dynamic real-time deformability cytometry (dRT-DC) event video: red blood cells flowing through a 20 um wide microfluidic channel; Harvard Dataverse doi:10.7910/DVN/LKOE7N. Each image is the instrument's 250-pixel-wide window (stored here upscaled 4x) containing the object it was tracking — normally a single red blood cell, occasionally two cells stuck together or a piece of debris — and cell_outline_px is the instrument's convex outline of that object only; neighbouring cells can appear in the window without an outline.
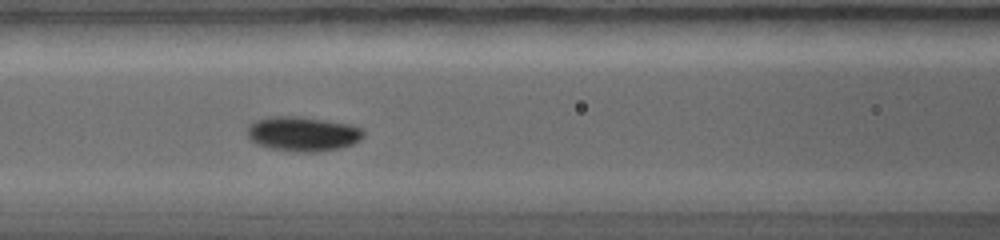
{"species": "common noctule bat (a hibernating species)", "species_latin": "Nyctalus noctula", "temperature_condition": "warm", "stored_images_in_passage": 25, "camera_frame_rate_fps": 5000, "um_per_image_px": 0.085, "animal": {"sex": "female", "body_mass_g": 19.0, "forearm_length_mm": 56.7}, "frame": {"image": 1, "passage_image": 11, "time_ms": 4.4, "image_size_px": [1000, 240], "cell_outline_px": [[364, 136], [360, 140], [352, 144], [340, 148], [316, 152], [292, 152], [268, 148], [256, 144], [248, 136], [248, 124], [256, 120], [268, 116], [300, 116], [352, 124], [360, 128], [364, 132]], "centroid_in_image_um": [25.73, 11.38], "position_along_channel_um": 140.9, "area_um2": 23.76}}
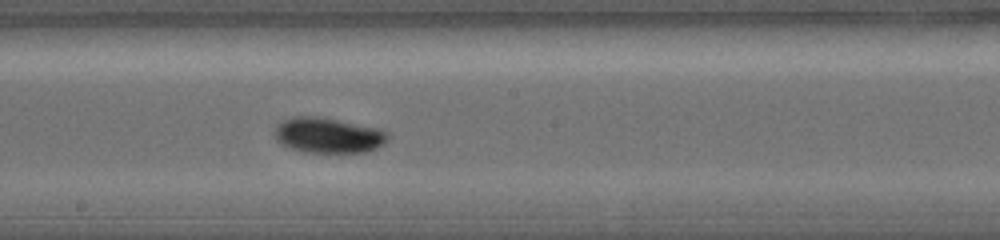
{"frame": {"image": 2, "passage_image": 15, "time_ms": 6.0, "image_size_px": [1000, 240], "cell_outline_px": [[388, 140], [384, 144], [368, 152], [304, 152], [288, 148], [276, 140], [272, 132], [276, 124], [280, 120], [292, 116], [320, 116], [384, 128], [388, 132]], "centroid_in_image_um": [27.88, 11.47], "position_along_channel_um": 220.3, "area_um2": 24.16}}
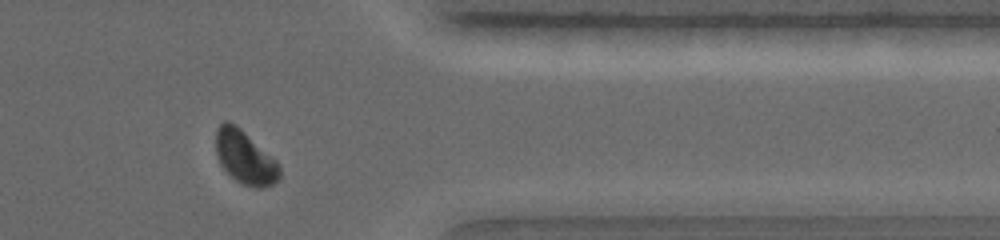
{"frame": {"image": 3, "passage_image": 23, "time_ms": 9.6, "image_size_px": [1000, 240], "cell_outline_px": [[280, 180], [272, 184], [260, 188], [256, 188], [244, 184], [236, 180], [220, 164], [216, 152], [216, 128], [224, 120], [228, 120], [236, 124], [276, 160], [280, 168]], "centroid_in_image_um": [20.82, 13.35], "position_along_channel_um": 390.6, "area_um2": 19.71}}